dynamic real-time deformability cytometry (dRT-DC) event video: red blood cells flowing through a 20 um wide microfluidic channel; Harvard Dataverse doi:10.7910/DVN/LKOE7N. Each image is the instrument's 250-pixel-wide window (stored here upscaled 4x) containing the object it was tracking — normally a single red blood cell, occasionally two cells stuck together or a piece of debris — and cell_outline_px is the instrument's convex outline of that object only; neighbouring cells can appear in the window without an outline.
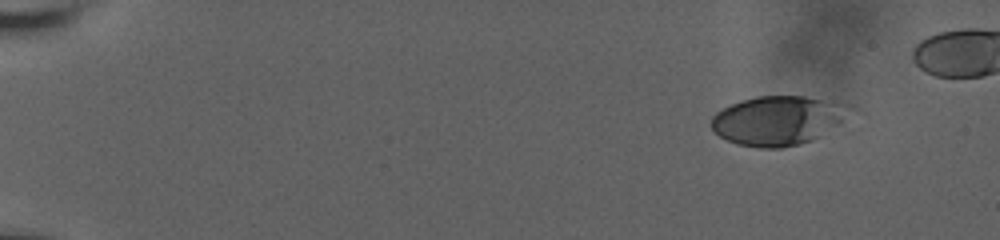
{"species": "human", "species_latin": "Homo sapiens", "temperature_condition": "room temperature", "stored_images_in_passage": 52, "camera_frame_rate_fps": 3000, "um_per_image_px": 0.085, "donor": {"sex": "male"}, "frame": {"image": 1, "passage_image": 1, "time_ms": 0.0, "image_size_px": [1000, 240], "cell_outline_px": [[840, 124], [820, 136], [812, 140], [780, 148], [760, 148], [736, 144], [720, 136], [712, 128], [712, 116], [716, 112], [740, 100], [756, 96], [804, 96], [820, 100], [832, 104], [840, 120]], "centroid_in_image_um": [65.86, 10.28], "position_along_channel_um": 19.1, "area_um2": 37.63}}
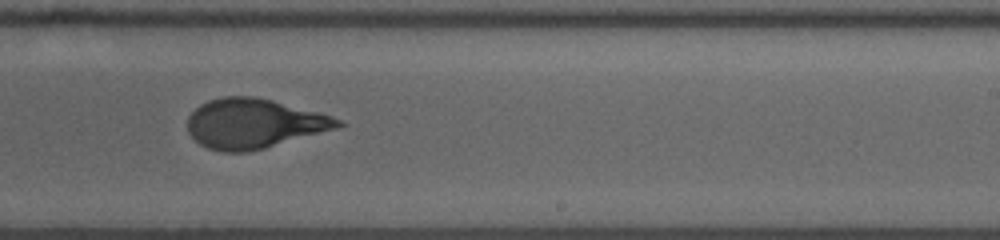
{"frame": {"image": 2, "passage_image": 34, "time_ms": 11.0, "image_size_px": [1000, 240], "cell_outline_px": [[344, 124], [336, 128], [264, 148], [248, 152], [220, 152], [208, 148], [200, 144], [188, 132], [188, 116], [200, 104], [208, 100], [224, 96], [252, 96], [272, 100], [332, 116], [340, 120]], "centroid_in_image_um": [21.53, 10.5], "position_along_channel_um": 267.5, "area_um2": 43.06}}
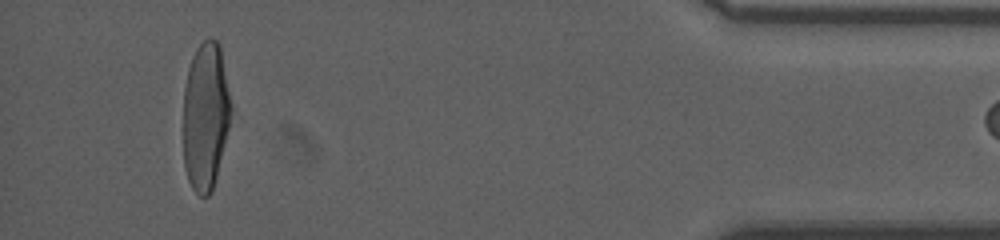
{"frame": {"image": 3, "passage_image": 51, "time_ms": 16.667, "image_size_px": [1000, 240], "cell_outline_px": [[232, 112], [212, 192], [208, 196], [200, 196], [192, 188], [188, 180], [184, 168], [184, 88], [188, 68], [192, 56], [196, 48], [208, 36], [216, 40], [220, 44], [232, 104]], "centroid_in_image_um": [17.47, 9.82], "position_along_channel_um": 417.7, "area_um2": 41.33}}